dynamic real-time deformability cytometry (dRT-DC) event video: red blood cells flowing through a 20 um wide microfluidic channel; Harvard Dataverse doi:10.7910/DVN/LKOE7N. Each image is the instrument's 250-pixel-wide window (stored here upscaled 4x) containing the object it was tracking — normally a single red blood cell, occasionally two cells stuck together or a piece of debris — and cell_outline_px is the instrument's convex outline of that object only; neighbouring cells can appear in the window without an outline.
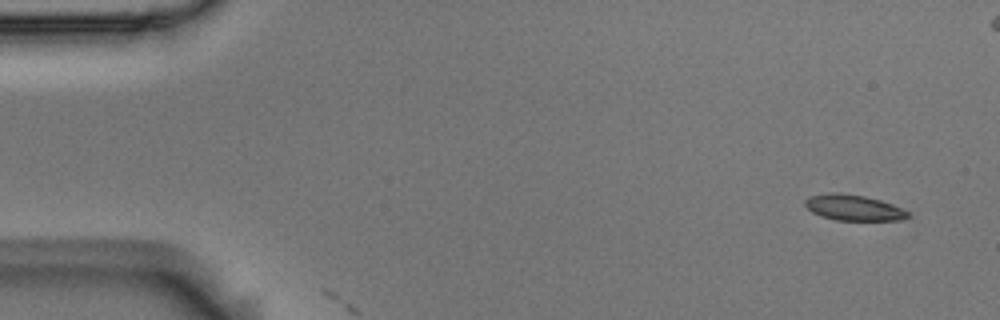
{"species": "Egyptian fruit bat (a non-hibernating species)", "species_latin": "Rousettus aegyptiacus", "temperature_condition": "room temperature", "stored_images_in_passage": 8, "camera_frame_rate_fps": 3000, "um_per_image_px": 0.085, "animal": {"sex": "male"}, "frame": {"image": 1, "passage_image": 1, "time_ms": 0.0, "image_size_px": [1000, 320], "cell_outline_px": [[908, 216], [900, 220], [836, 220], [820, 216], [812, 212], [804, 204], [804, 200], [808, 196], [836, 192], [864, 196], [880, 200], [892, 204], [908, 212]], "centroid_in_image_um": [72.5, 17.65], "position_along_channel_um": 12.5, "area_um2": 15.26}}
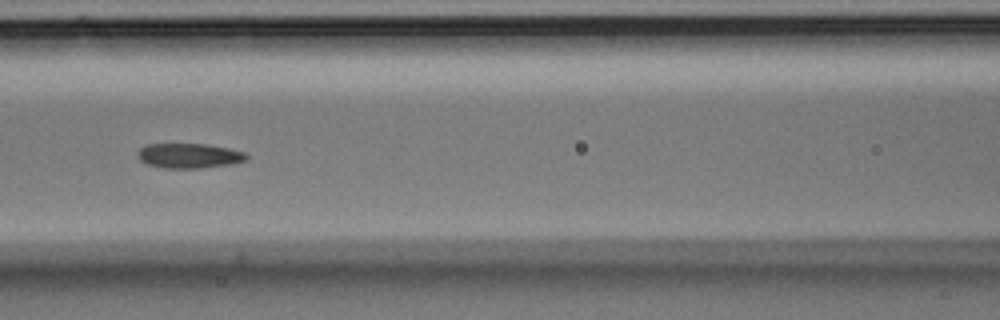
{"frame": {"image": 2, "passage_image": 7, "time_ms": 2.0, "image_size_px": [1000, 320], "cell_outline_px": [[248, 156], [244, 160], [232, 164], [200, 168], [164, 168], [148, 164], [140, 160], [136, 152], [140, 148], [148, 144], [208, 144], [228, 148], [244, 152]], "centroid_in_image_um": [16.05, 13.23], "position_along_channel_um": 150.5, "area_um2": 15.66}}
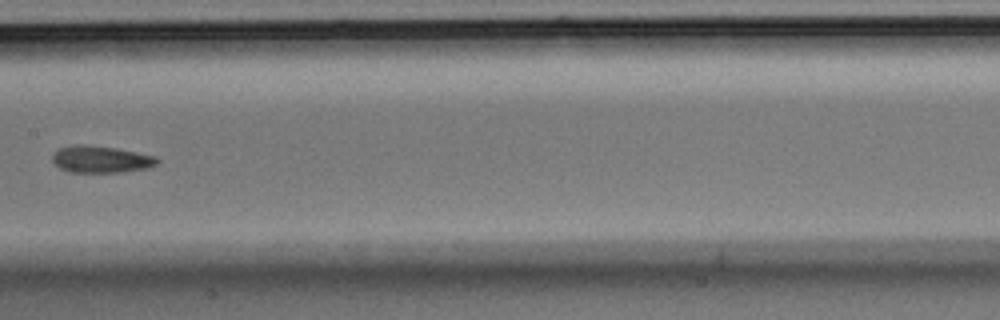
{"frame": {"image": 3, "passage_image": 8, "time_ms": 2.333, "image_size_px": [1000, 320], "cell_outline_px": [[160, 160], [156, 164], [148, 168], [120, 172], [72, 172], [60, 168], [52, 164], [52, 152], [60, 148], [80, 144], [84, 144], [116, 148], [156, 156]], "centroid_in_image_um": [8.55, 13.54], "position_along_channel_um": 198.8, "area_um2": 16.47}}